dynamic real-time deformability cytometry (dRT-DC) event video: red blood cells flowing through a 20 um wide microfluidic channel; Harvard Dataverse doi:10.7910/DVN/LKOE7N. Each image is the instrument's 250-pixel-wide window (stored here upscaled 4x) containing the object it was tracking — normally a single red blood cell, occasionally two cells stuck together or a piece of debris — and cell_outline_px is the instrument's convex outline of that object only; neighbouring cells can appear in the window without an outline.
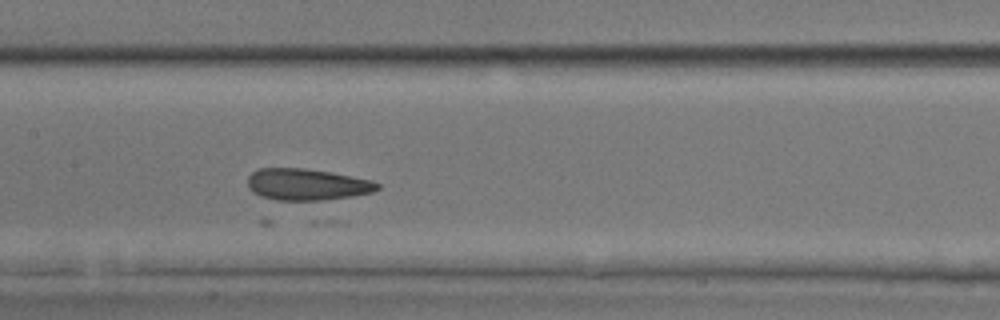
{"species": "common noctule bat (a hibernating species)", "species_latin": "Nyctalus noctula", "temperature_condition": "room temperature", "stored_images_in_passage": 26, "camera_frame_rate_fps": 3000, "um_per_image_px": 0.085, "animal": {"sex": "male", "body_mass_g": 17.9, "forearm_length_mm": 54.2}, "frame": {"image": 1, "passage_image": 15, "time_ms": 4.667, "image_size_px": [1000, 320], "cell_outline_px": [[380, 188], [372, 192], [312, 204], [276, 200], [260, 196], [252, 192], [248, 188], [248, 176], [252, 172], [260, 168], [304, 168], [328, 172], [372, 180], [380, 184]], "centroid_in_image_um": [26.08, 15.73], "position_along_channel_um": 181.3, "area_um2": 24.74}}